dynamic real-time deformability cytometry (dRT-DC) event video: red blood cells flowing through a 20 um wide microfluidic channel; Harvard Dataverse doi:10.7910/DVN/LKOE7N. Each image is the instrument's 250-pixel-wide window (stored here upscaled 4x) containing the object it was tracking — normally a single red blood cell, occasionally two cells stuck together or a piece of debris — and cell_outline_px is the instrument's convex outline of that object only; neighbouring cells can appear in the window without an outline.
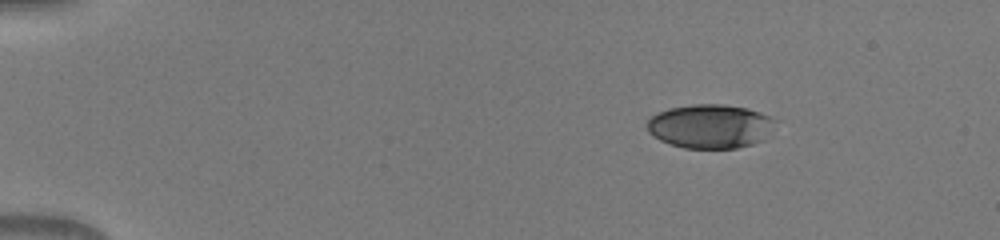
{"species": "human", "species_latin": "Homo sapiens", "temperature_condition": "warm", "stored_images_in_passage": 44, "camera_frame_rate_fps": 3000, "um_per_image_px": 0.085, "donor": {"sex": "male"}, "frame": {"image": 1, "passage_image": 1, "time_ms": 0.0, "image_size_px": [1000, 240], "cell_outline_px": [[776, 120], [764, 140], [752, 144], [736, 148], [684, 148], [660, 140], [652, 136], [648, 132], [648, 120], [652, 116], [668, 108], [692, 104], [724, 104], [748, 108], [768, 116]], "centroid_in_image_um": [60.36, 10.73], "position_along_channel_um": 24.6, "area_um2": 32.71}}
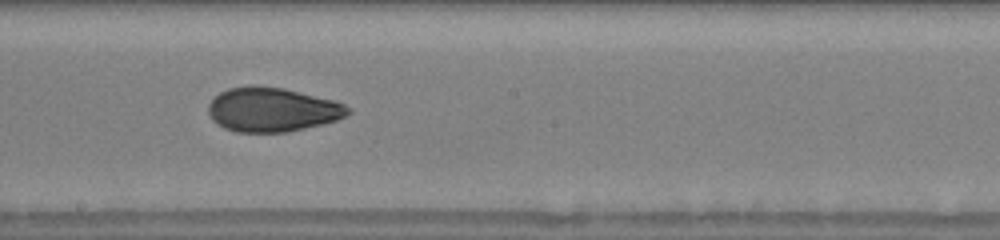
{"frame": {"image": 2, "passage_image": 23, "time_ms": 7.333, "image_size_px": [1000, 240], "cell_outline_px": [[352, 112], [336, 120], [324, 124], [288, 132], [236, 132], [224, 128], [216, 124], [212, 120], [208, 112], [208, 104], [220, 92], [228, 88], [252, 84], [256, 84], [284, 88], [336, 100], [352, 108]], "centroid_in_image_um": [23.15, 9.3], "position_along_channel_um": 225.0, "area_um2": 36.53}}
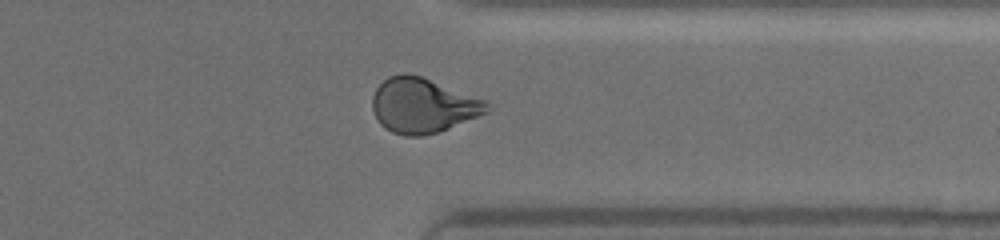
{"frame": {"image": 3, "passage_image": 34, "time_ms": 11.0, "image_size_px": [1000, 240], "cell_outline_px": [[492, 108], [488, 112], [440, 132], [420, 136], [404, 136], [392, 132], [384, 128], [376, 120], [372, 108], [372, 96], [376, 88], [388, 76], [420, 76], [488, 100]], "centroid_in_image_um": [35.97, 9.0], "position_along_channel_um": 375.4, "area_um2": 36.59}}